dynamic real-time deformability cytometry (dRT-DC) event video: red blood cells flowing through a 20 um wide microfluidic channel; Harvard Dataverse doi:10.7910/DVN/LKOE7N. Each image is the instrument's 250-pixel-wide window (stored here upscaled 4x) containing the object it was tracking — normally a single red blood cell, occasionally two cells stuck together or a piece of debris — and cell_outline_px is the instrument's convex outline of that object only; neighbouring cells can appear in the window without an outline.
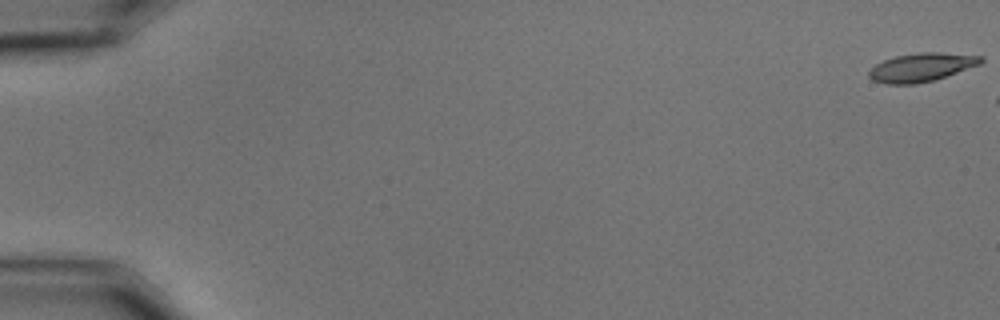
{"species": "common noctule bat (a hibernating species)", "species_latin": "Nyctalus noctula", "temperature_condition": "cold", "stored_images_in_passage": 9, "camera_frame_rate_fps": 3000, "um_per_image_px": 0.085, "animal": {"sex": "male", "body_mass_g": 15.6}, "frame": {"image": 1, "passage_image": 1, "time_ms": 0.0, "image_size_px": [1000, 320], "cell_outline_px": [[984, 60], [980, 64], [932, 80], [916, 84], [888, 84], [872, 80], [868, 76], [868, 72], [876, 64], [884, 60], [896, 56], [920, 52], [940, 52], [984, 56]], "centroid_in_image_um": [78.31, 5.71], "position_along_channel_um": 6.7, "area_um2": 18.38}}